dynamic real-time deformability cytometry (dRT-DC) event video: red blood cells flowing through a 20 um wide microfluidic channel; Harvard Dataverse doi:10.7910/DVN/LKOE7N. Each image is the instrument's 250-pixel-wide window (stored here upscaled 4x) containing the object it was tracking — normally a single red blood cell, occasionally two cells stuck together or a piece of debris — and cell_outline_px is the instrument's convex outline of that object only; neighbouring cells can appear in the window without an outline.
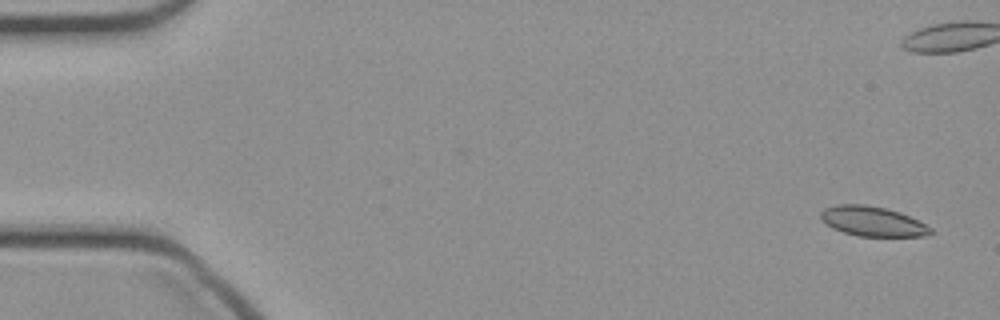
{"species": "common noctule bat (a hibernating species)", "species_latin": "Nyctalus noctula", "temperature_condition": "cold", "stored_images_in_passage": 48, "camera_frame_rate_fps": 3000, "um_per_image_px": 0.085, "animal": {"sex": "female", "body_mass_g": 21.9}, "frame": {"image": 1, "passage_image": 1, "time_ms": 0.0, "image_size_px": [1000, 320], "cell_outline_px": [[932, 232], [924, 236], [856, 236], [832, 228], [820, 220], [820, 212], [824, 208], [836, 204], [864, 204], [884, 208], [900, 212], [932, 228]], "centroid_in_image_um": [74.1, 18.81], "position_along_channel_um": 10.9, "area_um2": 19.02}}
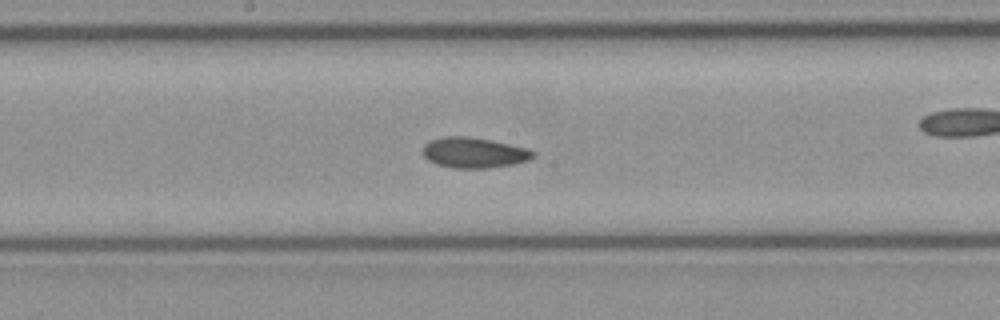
{"frame": {"image": 2, "passage_image": 24, "time_ms": 7.667, "image_size_px": [1000, 320], "cell_outline_px": [[536, 156], [528, 160], [512, 164], [488, 168], [452, 168], [436, 164], [428, 160], [424, 156], [424, 144], [428, 140], [444, 136], [464, 136], [492, 140], [528, 148], [536, 152]], "centroid_in_image_um": [40.29, 12.97], "position_along_channel_um": 207.9, "area_um2": 19.71}}
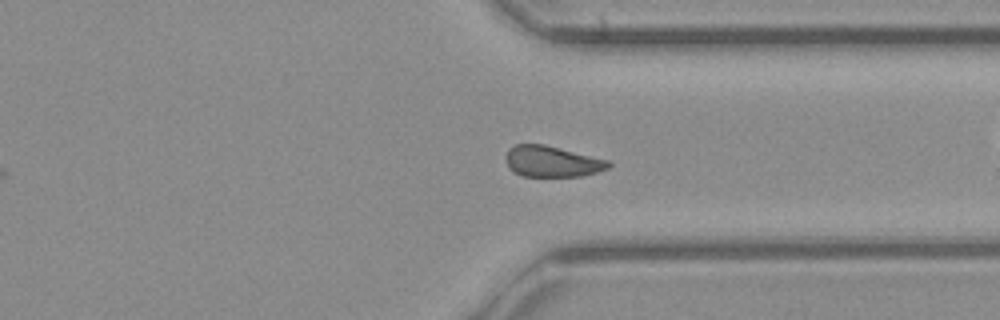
{"frame": {"image": 3, "passage_image": 35, "time_ms": 11.333, "image_size_px": [1000, 320], "cell_outline_px": [[612, 164], [608, 168], [596, 172], [580, 176], [520, 176], [512, 172], [508, 168], [504, 160], [504, 156], [508, 148], [516, 144], [544, 144], [608, 160]], "centroid_in_image_um": [46.84, 13.72], "position_along_channel_um": 364.6, "area_um2": 18.73}}